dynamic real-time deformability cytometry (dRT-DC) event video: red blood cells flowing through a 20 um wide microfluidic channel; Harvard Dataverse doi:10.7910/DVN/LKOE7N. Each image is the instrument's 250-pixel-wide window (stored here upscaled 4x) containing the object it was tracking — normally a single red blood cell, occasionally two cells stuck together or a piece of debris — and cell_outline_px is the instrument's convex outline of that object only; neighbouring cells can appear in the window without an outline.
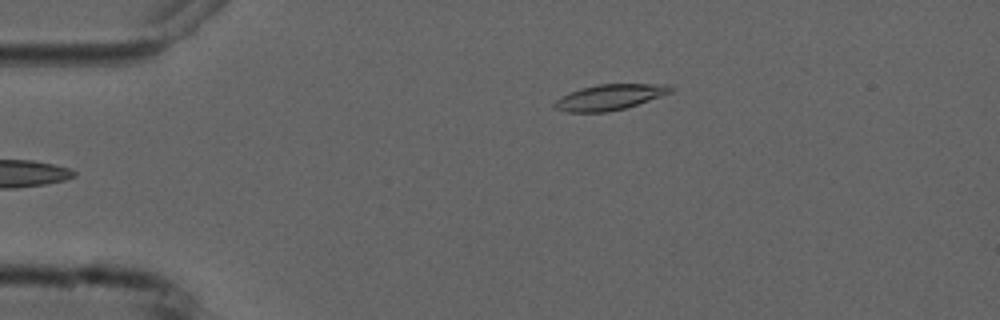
{"species": "common noctule bat (a hibernating species)", "species_latin": "Nyctalus noctula", "temperature_condition": "cold", "stored_images_in_passage": 6, "camera_frame_rate_fps": 3000, "um_per_image_px": 0.085, "animal": {"sex": "male", "forearm_length_mm": 52.5}, "frame": {"image": 1, "passage_image": 6, "time_ms": 6.0, "image_size_px": [1000, 320], "cell_outline_px": [[676, 88], [672, 92], [624, 108], [608, 112], [568, 112], [552, 108], [552, 104], [560, 96], [584, 88], [600, 84], [668, 84]], "centroid_in_image_um": [51.81, 8.26], "position_along_channel_um": 33.2, "area_um2": 17.17}}